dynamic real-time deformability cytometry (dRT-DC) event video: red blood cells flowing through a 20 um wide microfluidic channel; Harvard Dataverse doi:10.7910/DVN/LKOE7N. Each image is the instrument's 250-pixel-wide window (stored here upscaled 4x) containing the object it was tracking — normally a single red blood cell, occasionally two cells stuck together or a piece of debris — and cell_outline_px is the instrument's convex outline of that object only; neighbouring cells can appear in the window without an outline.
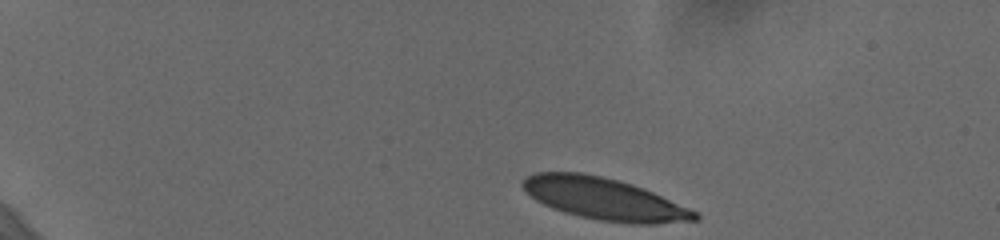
{"species": "human", "species_latin": "Homo sapiens", "temperature_condition": "cold", "stored_images_in_passage": 47, "camera_frame_rate_fps": 3000, "um_per_image_px": 0.085, "donor": {"sex": "female"}, "frame": {"image": 1, "passage_image": 1, "time_ms": 0.0, "image_size_px": [1000, 240], "cell_outline_px": [[700, 220], [656, 224], [628, 224], [600, 220], [580, 216], [564, 212], [552, 208], [536, 200], [520, 184], [528, 176], [536, 172], [584, 172], [620, 180], [644, 188], [688, 208], [696, 212], [700, 216]], "centroid_in_image_um": [51.38, 16.9], "position_along_channel_um": 33.6, "area_um2": 41.96}}
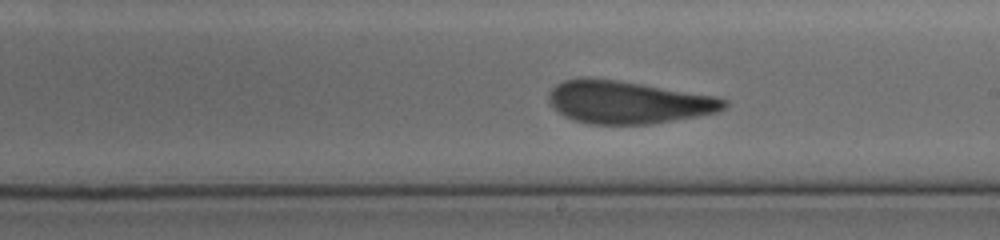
{"frame": {"image": 2, "passage_image": 26, "time_ms": 8.333, "image_size_px": [1000, 240], "cell_outline_px": [[728, 104], [724, 108], [716, 112], [696, 116], [648, 124], [588, 124], [572, 120], [564, 116], [548, 100], [548, 92], [556, 84], [564, 80], [580, 76], [588, 76], [616, 80], [716, 96], [728, 100]], "centroid_in_image_um": [53.33, 8.67], "position_along_channel_um": 235.7, "area_um2": 43.58}}
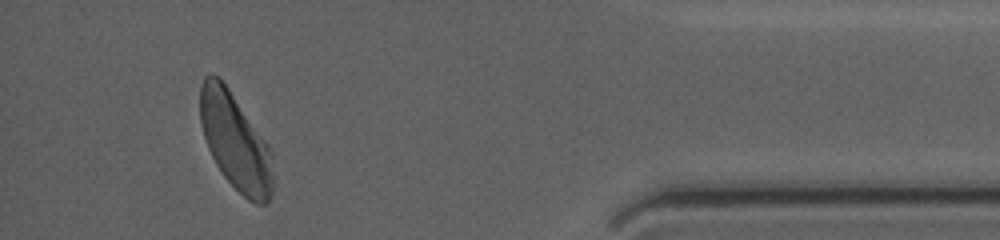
{"frame": {"image": 3, "passage_image": 44, "time_ms": 14.333, "image_size_px": [1000, 240], "cell_outline_px": [[272, 192], [268, 204], [256, 204], [248, 200], [224, 176], [216, 164], [208, 148], [204, 136], [200, 120], [200, 88], [204, 76], [208, 72], [212, 72], [220, 76], [224, 80], [268, 144], [272, 152]], "centroid_in_image_um": [19.99, 11.98], "position_along_channel_um": 415.2, "area_um2": 41.33}, "authors_computed_cell_mechanics": {"area_um2": 43.4656, "velocity_mm_per_s": 3.629, "shape_relaxation_time_tau1_ms": 4.5521, "shape_relaxation_time_tau2_ms": 1.1405, "deformation_change_tau1": 0.1656, "deformation_change_tau2": 0.0786}}